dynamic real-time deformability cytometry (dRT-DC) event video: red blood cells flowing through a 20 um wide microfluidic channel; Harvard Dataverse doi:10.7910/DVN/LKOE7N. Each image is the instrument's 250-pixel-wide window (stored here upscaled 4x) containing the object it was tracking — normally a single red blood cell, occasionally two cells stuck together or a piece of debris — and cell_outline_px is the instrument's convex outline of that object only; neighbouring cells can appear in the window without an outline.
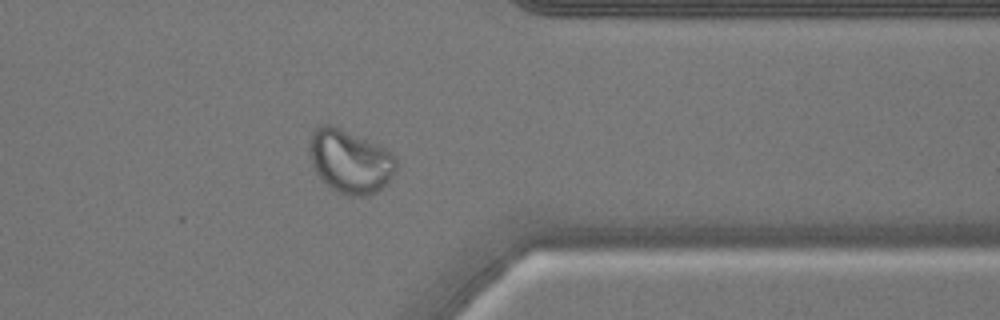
{"species": "common noctule bat (a hibernating species)", "species_latin": "Nyctalus noctula", "temperature_condition": "warm", "stored_images_in_passage": 38, "camera_frame_rate_fps": 3000, "um_per_image_px": 0.085, "animal": {"sex": "male", "body_mass_g": 17.9}, "frame": {"image": 1, "passage_image": 28, "time_ms": 9.0, "image_size_px": [1000, 320], "cell_outline_px": [[396, 168], [392, 176], [376, 192], [368, 196], [348, 196], [336, 192], [316, 172], [312, 160], [308, 144], [312, 132], [320, 124], [332, 124], [376, 144], [392, 152], [396, 156]], "centroid_in_image_um": [29.75, 13.7], "position_along_channel_um": 381.6, "area_um2": 31.79}}